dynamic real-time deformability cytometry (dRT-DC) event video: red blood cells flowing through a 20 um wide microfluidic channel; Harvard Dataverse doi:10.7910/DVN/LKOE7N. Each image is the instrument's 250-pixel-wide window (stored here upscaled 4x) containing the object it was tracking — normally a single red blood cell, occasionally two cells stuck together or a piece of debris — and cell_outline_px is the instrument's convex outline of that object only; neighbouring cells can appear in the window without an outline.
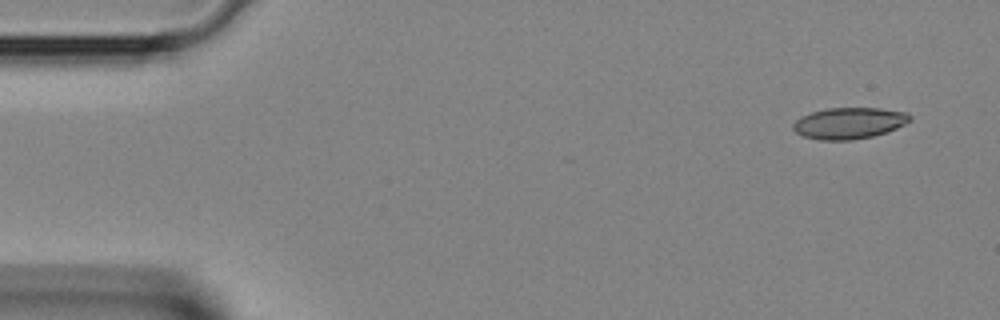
{"species": "Egyptian fruit bat (a non-hibernating species)", "species_latin": "Rousettus aegyptiacus", "temperature_condition": "room temperature", "stored_images_in_passage": 38, "camera_frame_rate_fps": 3000, "um_per_image_px": 0.085, "animal": {"sex": "female"}, "frame": {"image": 1, "passage_image": 1, "time_ms": 0.0, "image_size_px": [1000, 320], "cell_outline_px": [[912, 120], [888, 132], [872, 136], [852, 140], [820, 140], [804, 136], [796, 132], [792, 128], [792, 124], [800, 116], [812, 112], [828, 108], [880, 108], [908, 112], [912, 116]], "centroid_in_image_um": [72.19, 10.46], "position_along_channel_um": 12.8, "area_um2": 21.44}}
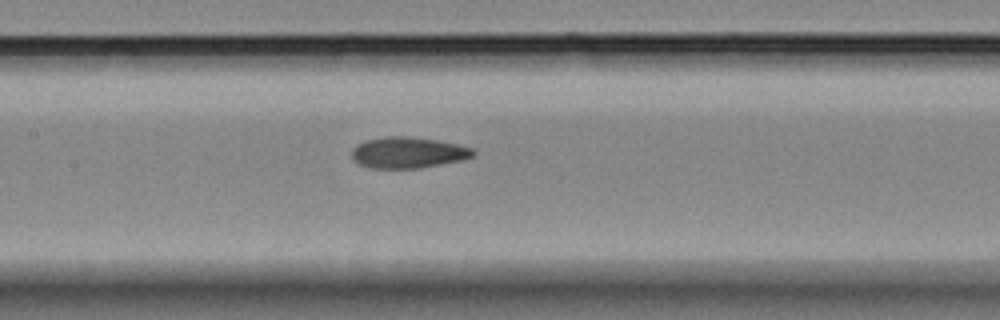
{"frame": {"image": 2, "passage_image": 17, "time_ms": 5.333, "image_size_px": [1000, 320], "cell_outline_px": [[476, 152], [472, 156], [460, 160], [420, 168], [372, 168], [360, 164], [352, 156], [352, 148], [368, 140], [388, 136], [408, 136], [436, 140], [456, 144], [472, 148]], "centroid_in_image_um": [34.69, 12.97], "position_along_channel_um": 172.7, "area_um2": 21.56}}
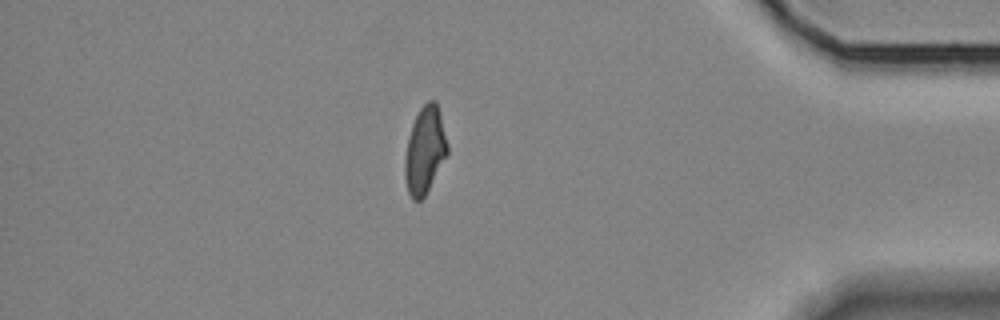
{"frame": {"image": 3, "passage_image": 33, "time_ms": 10.667, "image_size_px": [1000, 320], "cell_outline_px": [[448, 152], [424, 196], [420, 200], [412, 200], [408, 192], [404, 176], [404, 160], [408, 136], [412, 124], [420, 108], [428, 100], [436, 100], [440, 112], [448, 144]], "centroid_in_image_um": [36.1, 12.74], "position_along_channel_um": 399.1, "area_um2": 21.44}}